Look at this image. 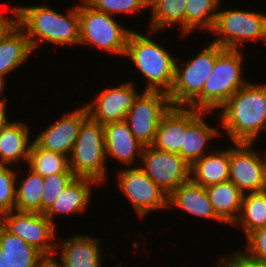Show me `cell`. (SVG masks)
<instances>
[{"instance_id": "1", "label": "cell", "mask_w": 266, "mask_h": 267, "mask_svg": "<svg viewBox=\"0 0 266 267\" xmlns=\"http://www.w3.org/2000/svg\"><path fill=\"white\" fill-rule=\"evenodd\" d=\"M16 23L26 32L33 52L45 43L56 46H79L78 4L65 14L50 5H15Z\"/></svg>"}, {"instance_id": "2", "label": "cell", "mask_w": 266, "mask_h": 267, "mask_svg": "<svg viewBox=\"0 0 266 267\" xmlns=\"http://www.w3.org/2000/svg\"><path fill=\"white\" fill-rule=\"evenodd\" d=\"M215 113L230 141L255 143L266 132V84L248 82Z\"/></svg>"}, {"instance_id": "3", "label": "cell", "mask_w": 266, "mask_h": 267, "mask_svg": "<svg viewBox=\"0 0 266 267\" xmlns=\"http://www.w3.org/2000/svg\"><path fill=\"white\" fill-rule=\"evenodd\" d=\"M147 31L146 35L135 29L130 32L124 58L131 60L134 69L147 79L144 90L169 93L174 83L177 57L153 40L152 36L158 32Z\"/></svg>"}, {"instance_id": "4", "label": "cell", "mask_w": 266, "mask_h": 267, "mask_svg": "<svg viewBox=\"0 0 266 267\" xmlns=\"http://www.w3.org/2000/svg\"><path fill=\"white\" fill-rule=\"evenodd\" d=\"M244 51L225 49L215 61L214 68L203 86L202 93L188 106L201 111H217L241 87L248 83L243 77ZM243 70V71H242Z\"/></svg>"}, {"instance_id": "5", "label": "cell", "mask_w": 266, "mask_h": 267, "mask_svg": "<svg viewBox=\"0 0 266 267\" xmlns=\"http://www.w3.org/2000/svg\"><path fill=\"white\" fill-rule=\"evenodd\" d=\"M79 45L94 46L102 52L114 54L124 58L127 40L130 32L121 22L102 11L90 6L85 0L78 4Z\"/></svg>"}, {"instance_id": "6", "label": "cell", "mask_w": 266, "mask_h": 267, "mask_svg": "<svg viewBox=\"0 0 266 267\" xmlns=\"http://www.w3.org/2000/svg\"><path fill=\"white\" fill-rule=\"evenodd\" d=\"M224 50L211 42L191 59L180 61L181 58H177L174 83L168 93L172 107H188L202 93L216 58Z\"/></svg>"}, {"instance_id": "7", "label": "cell", "mask_w": 266, "mask_h": 267, "mask_svg": "<svg viewBox=\"0 0 266 267\" xmlns=\"http://www.w3.org/2000/svg\"><path fill=\"white\" fill-rule=\"evenodd\" d=\"M104 127L89 116L82 122L69 157V166L76 177L91 178L100 185L107 182Z\"/></svg>"}, {"instance_id": "8", "label": "cell", "mask_w": 266, "mask_h": 267, "mask_svg": "<svg viewBox=\"0 0 266 267\" xmlns=\"http://www.w3.org/2000/svg\"><path fill=\"white\" fill-rule=\"evenodd\" d=\"M222 9V10H221ZM218 10L215 24L210 34L213 43L224 49L240 50L245 42L259 40L266 45V14L248 9L227 8ZM244 42V44H243Z\"/></svg>"}, {"instance_id": "9", "label": "cell", "mask_w": 266, "mask_h": 267, "mask_svg": "<svg viewBox=\"0 0 266 267\" xmlns=\"http://www.w3.org/2000/svg\"><path fill=\"white\" fill-rule=\"evenodd\" d=\"M0 224L11 234L35 247L48 260L54 257L57 226L44 213L12 210L0 216Z\"/></svg>"}, {"instance_id": "10", "label": "cell", "mask_w": 266, "mask_h": 267, "mask_svg": "<svg viewBox=\"0 0 266 267\" xmlns=\"http://www.w3.org/2000/svg\"><path fill=\"white\" fill-rule=\"evenodd\" d=\"M125 168V169H124ZM117 171L119 191L127 198L137 216L143 218L157 210H167L168 197L139 167H124ZM124 169V170H123Z\"/></svg>"}, {"instance_id": "11", "label": "cell", "mask_w": 266, "mask_h": 267, "mask_svg": "<svg viewBox=\"0 0 266 267\" xmlns=\"http://www.w3.org/2000/svg\"><path fill=\"white\" fill-rule=\"evenodd\" d=\"M130 108L125 122L134 137L143 145L151 146L162 117L172 107L168 93L140 90Z\"/></svg>"}, {"instance_id": "12", "label": "cell", "mask_w": 266, "mask_h": 267, "mask_svg": "<svg viewBox=\"0 0 266 267\" xmlns=\"http://www.w3.org/2000/svg\"><path fill=\"white\" fill-rule=\"evenodd\" d=\"M230 144L229 181L243 194L266 191V150L261 155L254 143ZM233 144V146H231Z\"/></svg>"}, {"instance_id": "13", "label": "cell", "mask_w": 266, "mask_h": 267, "mask_svg": "<svg viewBox=\"0 0 266 267\" xmlns=\"http://www.w3.org/2000/svg\"><path fill=\"white\" fill-rule=\"evenodd\" d=\"M138 165L167 195L190 180L191 166L179 155L145 146Z\"/></svg>"}, {"instance_id": "14", "label": "cell", "mask_w": 266, "mask_h": 267, "mask_svg": "<svg viewBox=\"0 0 266 267\" xmlns=\"http://www.w3.org/2000/svg\"><path fill=\"white\" fill-rule=\"evenodd\" d=\"M140 94L134 81H125L116 87H106L91 101L85 103L88 116L102 125L125 121V118Z\"/></svg>"}, {"instance_id": "15", "label": "cell", "mask_w": 266, "mask_h": 267, "mask_svg": "<svg viewBox=\"0 0 266 267\" xmlns=\"http://www.w3.org/2000/svg\"><path fill=\"white\" fill-rule=\"evenodd\" d=\"M46 126L33 139L42 149L70 157L82 122L88 117L85 105L70 110Z\"/></svg>"}, {"instance_id": "16", "label": "cell", "mask_w": 266, "mask_h": 267, "mask_svg": "<svg viewBox=\"0 0 266 267\" xmlns=\"http://www.w3.org/2000/svg\"><path fill=\"white\" fill-rule=\"evenodd\" d=\"M101 247V239L98 236L90 237L76 232L75 235L56 243L55 254L51 260L58 267H102L104 254Z\"/></svg>"}, {"instance_id": "17", "label": "cell", "mask_w": 266, "mask_h": 267, "mask_svg": "<svg viewBox=\"0 0 266 267\" xmlns=\"http://www.w3.org/2000/svg\"><path fill=\"white\" fill-rule=\"evenodd\" d=\"M201 112L189 107H171L162 117L151 146L161 151L178 154L187 126Z\"/></svg>"}, {"instance_id": "18", "label": "cell", "mask_w": 266, "mask_h": 267, "mask_svg": "<svg viewBox=\"0 0 266 267\" xmlns=\"http://www.w3.org/2000/svg\"><path fill=\"white\" fill-rule=\"evenodd\" d=\"M103 127L107 161L112 159L122 166L133 167L135 164L136 167L137 161H141L138 159H141L145 146L134 137L128 124L125 121H118L105 124Z\"/></svg>"}, {"instance_id": "19", "label": "cell", "mask_w": 266, "mask_h": 267, "mask_svg": "<svg viewBox=\"0 0 266 267\" xmlns=\"http://www.w3.org/2000/svg\"><path fill=\"white\" fill-rule=\"evenodd\" d=\"M96 185L100 186L94 179L75 177L44 215L55 225L56 216L84 214L90 206L92 189Z\"/></svg>"}, {"instance_id": "20", "label": "cell", "mask_w": 266, "mask_h": 267, "mask_svg": "<svg viewBox=\"0 0 266 267\" xmlns=\"http://www.w3.org/2000/svg\"><path fill=\"white\" fill-rule=\"evenodd\" d=\"M210 113L213 112L202 111L187 126L184 133L183 144L181 145L180 152L178 154L190 166L209 152L207 148H210L209 144L211 145L212 141L218 139L219 137H224L225 135L218 128H214L213 125L206 122L205 116H209Z\"/></svg>"}, {"instance_id": "21", "label": "cell", "mask_w": 266, "mask_h": 267, "mask_svg": "<svg viewBox=\"0 0 266 267\" xmlns=\"http://www.w3.org/2000/svg\"><path fill=\"white\" fill-rule=\"evenodd\" d=\"M168 206L169 209L174 206L186 214L226 224L215 212L205 187L194 183L191 179L182 183L169 195Z\"/></svg>"}, {"instance_id": "22", "label": "cell", "mask_w": 266, "mask_h": 267, "mask_svg": "<svg viewBox=\"0 0 266 267\" xmlns=\"http://www.w3.org/2000/svg\"><path fill=\"white\" fill-rule=\"evenodd\" d=\"M29 128L25 121L13 120L0 131V164L16 166L22 161L27 164L33 143Z\"/></svg>"}, {"instance_id": "23", "label": "cell", "mask_w": 266, "mask_h": 267, "mask_svg": "<svg viewBox=\"0 0 266 267\" xmlns=\"http://www.w3.org/2000/svg\"><path fill=\"white\" fill-rule=\"evenodd\" d=\"M33 54L26 32L15 23L0 39V77L11 75Z\"/></svg>"}, {"instance_id": "24", "label": "cell", "mask_w": 266, "mask_h": 267, "mask_svg": "<svg viewBox=\"0 0 266 267\" xmlns=\"http://www.w3.org/2000/svg\"><path fill=\"white\" fill-rule=\"evenodd\" d=\"M210 152L191 165L190 179L203 187L229 181L230 145ZM213 150V151H212Z\"/></svg>"}, {"instance_id": "25", "label": "cell", "mask_w": 266, "mask_h": 267, "mask_svg": "<svg viewBox=\"0 0 266 267\" xmlns=\"http://www.w3.org/2000/svg\"><path fill=\"white\" fill-rule=\"evenodd\" d=\"M1 257L11 267H42L48 259L35 247L11 234L0 224Z\"/></svg>"}, {"instance_id": "26", "label": "cell", "mask_w": 266, "mask_h": 267, "mask_svg": "<svg viewBox=\"0 0 266 267\" xmlns=\"http://www.w3.org/2000/svg\"><path fill=\"white\" fill-rule=\"evenodd\" d=\"M209 201L217 215L226 223L232 225L238 218L243 193L231 181L213 184L205 187Z\"/></svg>"}, {"instance_id": "27", "label": "cell", "mask_w": 266, "mask_h": 267, "mask_svg": "<svg viewBox=\"0 0 266 267\" xmlns=\"http://www.w3.org/2000/svg\"><path fill=\"white\" fill-rule=\"evenodd\" d=\"M186 4L187 0H148V9L151 12L148 29L162 32L169 26L179 25L181 37H185Z\"/></svg>"}, {"instance_id": "28", "label": "cell", "mask_w": 266, "mask_h": 267, "mask_svg": "<svg viewBox=\"0 0 266 267\" xmlns=\"http://www.w3.org/2000/svg\"><path fill=\"white\" fill-rule=\"evenodd\" d=\"M232 226L241 228L245 238L266 226V191L243 195L239 216Z\"/></svg>"}, {"instance_id": "29", "label": "cell", "mask_w": 266, "mask_h": 267, "mask_svg": "<svg viewBox=\"0 0 266 267\" xmlns=\"http://www.w3.org/2000/svg\"><path fill=\"white\" fill-rule=\"evenodd\" d=\"M16 179L15 210L41 213V200L44 192V177L26 168L22 178ZM20 179V181H19Z\"/></svg>"}, {"instance_id": "30", "label": "cell", "mask_w": 266, "mask_h": 267, "mask_svg": "<svg viewBox=\"0 0 266 267\" xmlns=\"http://www.w3.org/2000/svg\"><path fill=\"white\" fill-rule=\"evenodd\" d=\"M223 1V0H222ZM221 0H187L185 9V37L198 29H213Z\"/></svg>"}, {"instance_id": "31", "label": "cell", "mask_w": 266, "mask_h": 267, "mask_svg": "<svg viewBox=\"0 0 266 267\" xmlns=\"http://www.w3.org/2000/svg\"><path fill=\"white\" fill-rule=\"evenodd\" d=\"M27 167L43 177L57 173H73L69 166V157L40 148L34 141L30 148Z\"/></svg>"}, {"instance_id": "32", "label": "cell", "mask_w": 266, "mask_h": 267, "mask_svg": "<svg viewBox=\"0 0 266 267\" xmlns=\"http://www.w3.org/2000/svg\"><path fill=\"white\" fill-rule=\"evenodd\" d=\"M90 6L111 16L135 15L148 9V0H85ZM135 13V14H134Z\"/></svg>"}, {"instance_id": "33", "label": "cell", "mask_w": 266, "mask_h": 267, "mask_svg": "<svg viewBox=\"0 0 266 267\" xmlns=\"http://www.w3.org/2000/svg\"><path fill=\"white\" fill-rule=\"evenodd\" d=\"M17 170L0 164V216L15 210Z\"/></svg>"}, {"instance_id": "34", "label": "cell", "mask_w": 266, "mask_h": 267, "mask_svg": "<svg viewBox=\"0 0 266 267\" xmlns=\"http://www.w3.org/2000/svg\"><path fill=\"white\" fill-rule=\"evenodd\" d=\"M73 173H57L44 177V192L41 200V213H45L56 198L72 182Z\"/></svg>"}, {"instance_id": "35", "label": "cell", "mask_w": 266, "mask_h": 267, "mask_svg": "<svg viewBox=\"0 0 266 267\" xmlns=\"http://www.w3.org/2000/svg\"><path fill=\"white\" fill-rule=\"evenodd\" d=\"M244 251L251 258L266 264V226L246 237Z\"/></svg>"}, {"instance_id": "36", "label": "cell", "mask_w": 266, "mask_h": 267, "mask_svg": "<svg viewBox=\"0 0 266 267\" xmlns=\"http://www.w3.org/2000/svg\"><path fill=\"white\" fill-rule=\"evenodd\" d=\"M216 262V267H266L265 263L251 258L242 249L221 255Z\"/></svg>"}, {"instance_id": "37", "label": "cell", "mask_w": 266, "mask_h": 267, "mask_svg": "<svg viewBox=\"0 0 266 267\" xmlns=\"http://www.w3.org/2000/svg\"><path fill=\"white\" fill-rule=\"evenodd\" d=\"M12 15L0 14V39L4 34L16 23V9L15 6L10 7L9 11ZM10 16V17H9Z\"/></svg>"}, {"instance_id": "38", "label": "cell", "mask_w": 266, "mask_h": 267, "mask_svg": "<svg viewBox=\"0 0 266 267\" xmlns=\"http://www.w3.org/2000/svg\"><path fill=\"white\" fill-rule=\"evenodd\" d=\"M8 103H0V131L3 130L12 120L8 117ZM9 118V119H8Z\"/></svg>"}, {"instance_id": "39", "label": "cell", "mask_w": 266, "mask_h": 267, "mask_svg": "<svg viewBox=\"0 0 266 267\" xmlns=\"http://www.w3.org/2000/svg\"><path fill=\"white\" fill-rule=\"evenodd\" d=\"M6 78L4 77H0V103H9V101L7 102V98L6 97H2L3 95V91H5V87H6Z\"/></svg>"}, {"instance_id": "40", "label": "cell", "mask_w": 266, "mask_h": 267, "mask_svg": "<svg viewBox=\"0 0 266 267\" xmlns=\"http://www.w3.org/2000/svg\"><path fill=\"white\" fill-rule=\"evenodd\" d=\"M2 255V252H1V249H0V267H11L5 260L4 258L1 257Z\"/></svg>"}, {"instance_id": "41", "label": "cell", "mask_w": 266, "mask_h": 267, "mask_svg": "<svg viewBox=\"0 0 266 267\" xmlns=\"http://www.w3.org/2000/svg\"><path fill=\"white\" fill-rule=\"evenodd\" d=\"M42 267H58L52 260H48Z\"/></svg>"}]
</instances>
